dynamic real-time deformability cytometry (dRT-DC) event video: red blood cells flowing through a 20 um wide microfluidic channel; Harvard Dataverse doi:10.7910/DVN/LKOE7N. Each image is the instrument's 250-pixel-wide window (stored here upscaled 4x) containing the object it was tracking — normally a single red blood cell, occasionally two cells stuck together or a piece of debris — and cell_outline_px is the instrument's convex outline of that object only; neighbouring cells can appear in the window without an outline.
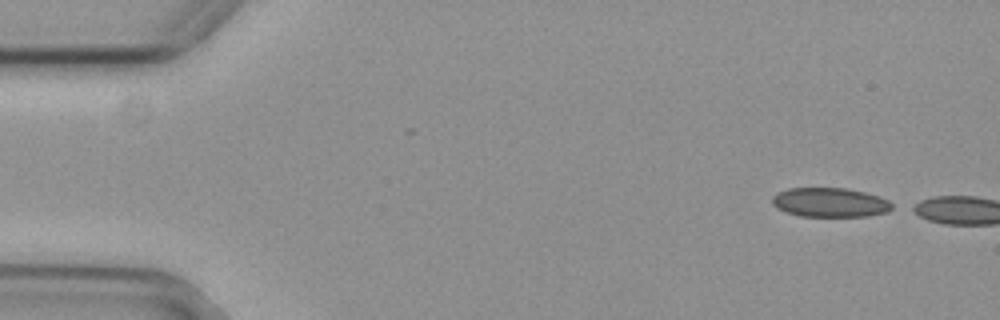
{"species": "common noctule bat (a hibernating species)", "species_latin": "Nyctalus noctula", "temperature_condition": "cold", "stored_images_in_passage": 17, "camera_frame_rate_fps": 3000, "um_per_image_px": 0.085, "animal": {"sex": "female", "body_mass_g": 29.2, "forearm_length_mm": 56.3}, "frame": {"image": 1, "passage_image": 1, "time_ms": 0.0, "image_size_px": [1000, 320], "cell_outline_px": [[896, 208], [888, 212], [868, 216], [800, 216], [784, 212], [776, 208], [772, 204], [772, 196], [788, 188], [848, 188], [880, 196], [888, 200]], "centroid_in_image_um": [70.57, 17.21], "position_along_channel_um": 14.4, "area_um2": 20.69}}
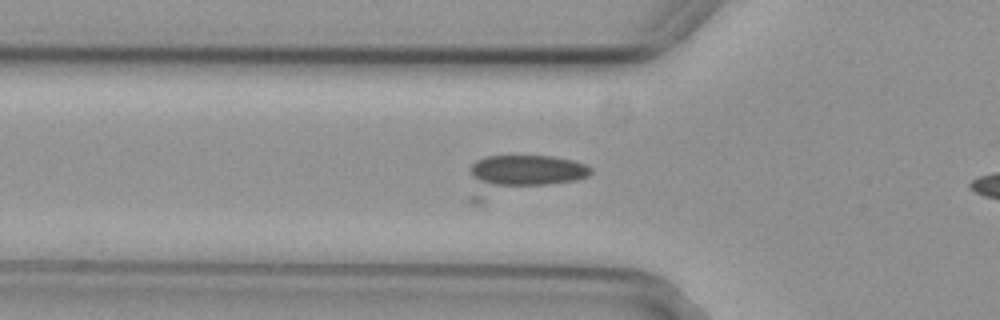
{"frame": {"image": 2, "passage_image": 15, "time_ms": 4.667, "image_size_px": [1000, 320], "cell_outline_px": [[592, 172], [588, 176], [576, 180], [480, 204], [472, 204], [468, 200], [468, 168], [476, 160], [484, 156], [552, 156], [572, 160], [584, 164], [592, 168]], "centroid_in_image_um": [44.13, 14.93], "position_along_channel_um": 81.7, "area_um2": 29.54}}